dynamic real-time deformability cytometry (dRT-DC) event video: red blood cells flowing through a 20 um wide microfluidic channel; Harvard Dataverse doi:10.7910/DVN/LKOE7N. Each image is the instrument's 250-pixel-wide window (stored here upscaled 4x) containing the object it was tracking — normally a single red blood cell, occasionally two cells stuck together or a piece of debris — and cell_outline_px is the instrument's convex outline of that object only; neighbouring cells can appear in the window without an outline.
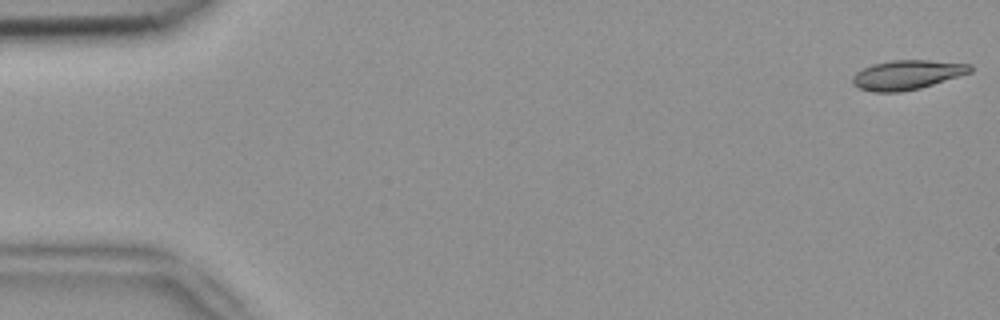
{"species": "common noctule bat (a hibernating species)", "species_latin": "Nyctalus noctula", "temperature_condition": "room temperature", "stored_images_in_passage": 5, "camera_frame_rate_fps": 3000, "um_per_image_px": 0.085, "animal": {"sex": "female", "body_mass_g": 18.4}, "frame": {"image": 1, "passage_image": 1, "time_ms": 0.0, "image_size_px": [1000, 320], "cell_outline_px": [[972, 72], [920, 88], [900, 92], [872, 92], [860, 88], [852, 84], [852, 76], [856, 72], [872, 64], [892, 60], [928, 60], [972, 64]], "centroid_in_image_um": [77.09, 6.36], "position_along_channel_um": 7.9, "area_um2": 20.17}}